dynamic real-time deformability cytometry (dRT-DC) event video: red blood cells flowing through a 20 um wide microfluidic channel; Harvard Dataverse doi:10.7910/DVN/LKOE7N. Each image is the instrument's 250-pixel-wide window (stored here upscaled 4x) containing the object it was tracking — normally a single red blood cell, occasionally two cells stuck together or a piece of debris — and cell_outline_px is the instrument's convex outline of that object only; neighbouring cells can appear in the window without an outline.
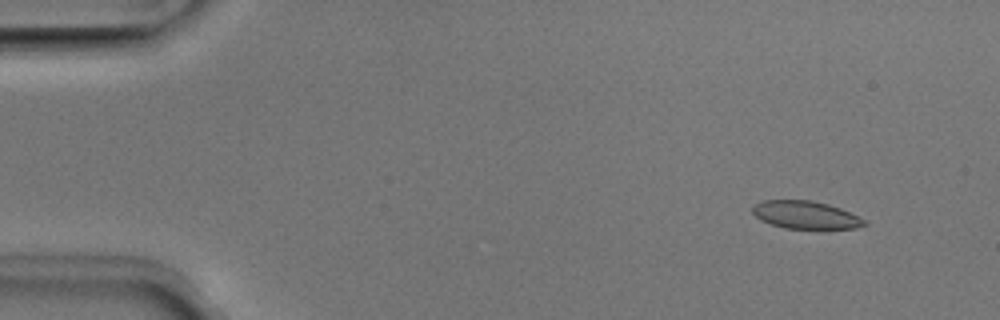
{"species": "Egyptian fruit bat (a non-hibernating species)", "species_latin": "Rousettus aegyptiacus", "temperature_condition": "room temperature", "stored_images_in_passage": 50, "camera_frame_rate_fps": 3000, "um_per_image_px": 0.085, "animal": {"sex": "male"}, "frame": {"image": 1, "passage_image": 4, "time_ms": 1.0, "image_size_px": [1000, 320], "cell_outline_px": [[868, 224], [856, 228], [784, 228], [760, 220], [752, 212], [752, 204], [764, 200], [812, 200], [828, 204], [840, 208], [868, 220]], "centroid_in_image_um": [68.48, 18.26], "position_along_channel_um": 16.5, "area_um2": 18.15}}
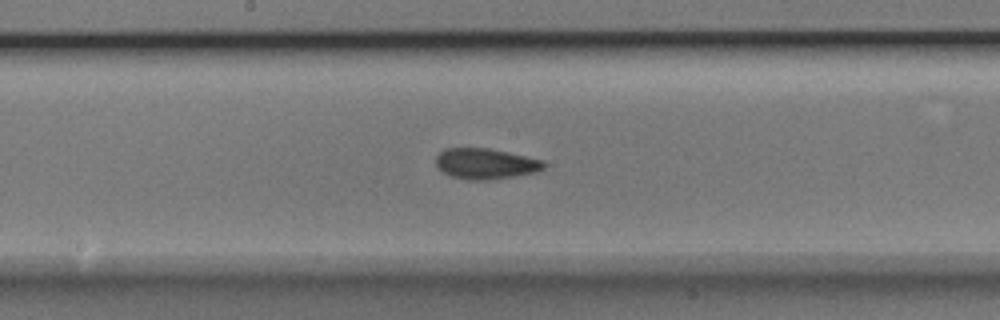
{"frame": {"image": 2, "passage_image": 26, "time_ms": 8.333, "image_size_px": [1000, 320], "cell_outline_px": [[548, 164], [544, 168], [536, 172], [512, 176], [484, 180], [468, 180], [452, 176], [444, 172], [436, 164], [436, 156], [444, 148], [488, 148], [508, 152], [544, 160]], "centroid_in_image_um": [41.3, 13.9], "position_along_channel_um": 206.9, "area_um2": 19.19}}
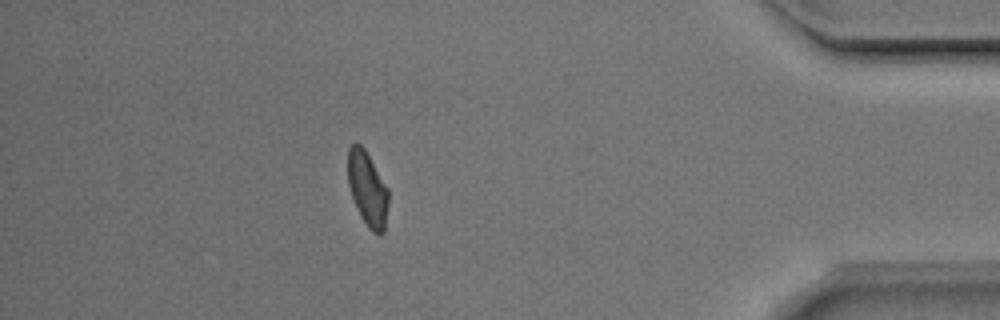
{"frame": {"image": 3, "passage_image": 44, "time_ms": 14.333, "image_size_px": [1000, 320], "cell_outline_px": [[388, 204], [384, 232], [372, 232], [368, 228], [360, 216], [352, 196], [348, 184], [348, 148], [352, 144], [360, 144], [364, 148], [388, 188]], "centroid_in_image_um": [31.23, 16.05], "position_along_channel_um": 404.0, "area_um2": 17.4}, "authors_computed_cell_mechanics": {"area_um2": 19.0162, "velocity_mm_per_s": 4.0131, "shape_relaxation_time_tau1_ms": 9.5567, "shape_relaxation_time_tau2_ms": 2.0409, "deformation_change_tau1": 0.152, "deformation_change_tau2": 0.0461}}